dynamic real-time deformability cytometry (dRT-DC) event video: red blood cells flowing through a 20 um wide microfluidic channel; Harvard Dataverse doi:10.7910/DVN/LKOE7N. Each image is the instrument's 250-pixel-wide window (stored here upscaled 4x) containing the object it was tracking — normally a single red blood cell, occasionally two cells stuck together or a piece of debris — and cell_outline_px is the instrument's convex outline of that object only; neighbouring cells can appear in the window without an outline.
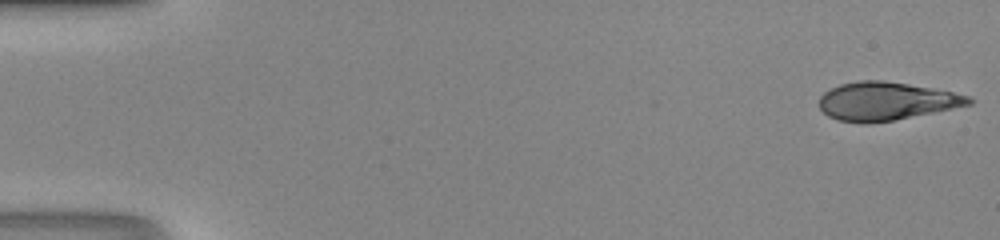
{"species": "human", "species_latin": "Homo sapiens", "temperature_condition": "room temperature", "stored_images_in_passage": 47, "camera_frame_rate_fps": 3000, "um_per_image_px": 0.085, "donor": {"sex": "male"}, "frame": {"image": 1, "passage_image": 1, "time_ms": 0.0, "image_size_px": [1000, 240], "cell_outline_px": [[972, 104], [892, 120], [864, 124], [840, 120], [828, 116], [820, 108], [820, 96], [824, 92], [840, 84], [860, 80], [884, 80], [908, 84], [952, 92], [968, 96], [972, 100]], "centroid_in_image_um": [75.27, 8.59], "position_along_channel_um": 9.7, "area_um2": 32.77}}
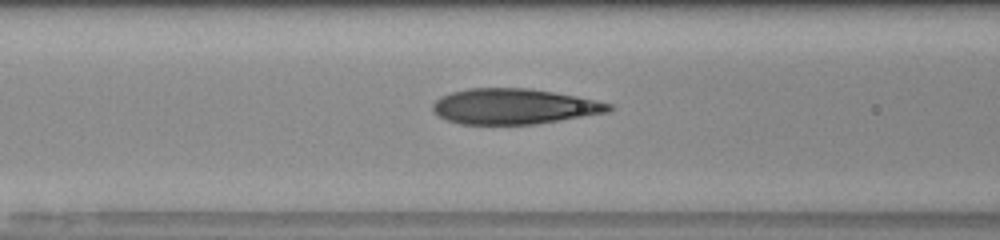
{"frame": {"image": 2, "passage_image": 20, "time_ms": 6.333, "image_size_px": [1000, 240], "cell_outline_px": [[616, 108], [608, 112], [536, 124], [460, 124], [448, 120], [440, 116], [432, 108], [432, 104], [440, 96], [452, 92], [468, 88], [528, 88], [576, 96], [596, 100], [612, 104]], "centroid_in_image_um": [43.7, 9.04], "position_along_channel_um": 122.9, "area_um2": 36.3}}
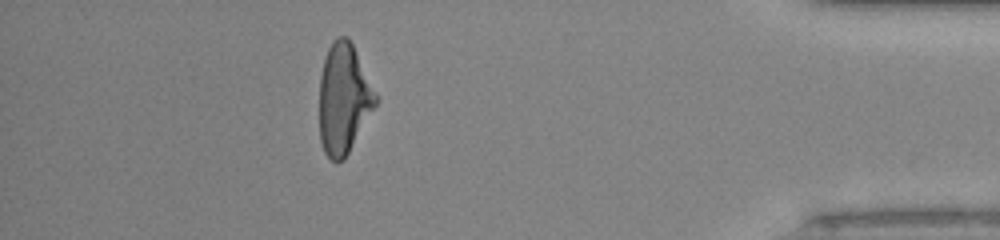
{"frame": {"image": 3, "passage_image": 42, "time_ms": 13.667, "image_size_px": [1000, 240], "cell_outline_px": [[376, 104], [344, 160], [336, 164], [324, 152], [320, 140], [320, 76], [324, 60], [328, 48], [332, 40], [336, 36], [348, 36], [352, 44], [376, 96]], "centroid_in_image_um": [29.17, 8.41], "position_along_channel_um": 406.0, "area_um2": 35.49}}